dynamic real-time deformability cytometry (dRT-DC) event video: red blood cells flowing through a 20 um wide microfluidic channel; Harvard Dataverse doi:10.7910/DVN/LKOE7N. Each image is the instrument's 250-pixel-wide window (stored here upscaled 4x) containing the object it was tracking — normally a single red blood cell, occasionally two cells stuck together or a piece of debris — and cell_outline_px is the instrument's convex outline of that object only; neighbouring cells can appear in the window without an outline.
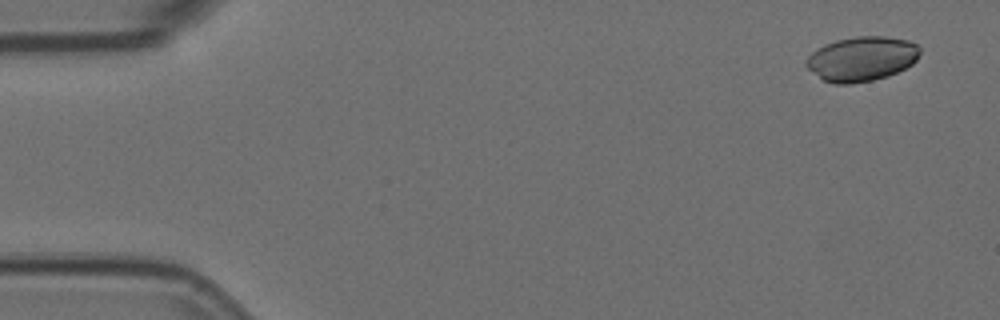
{"species": "Egyptian fruit bat (a non-hibernating species)", "species_latin": "Rousettus aegyptiacus", "temperature_condition": "room temperature", "stored_images_in_passage": 4, "camera_frame_rate_fps": 3000, "um_per_image_px": 0.085, "animal": {"sex": "female"}, "frame": {"image": 1, "passage_image": 1, "time_ms": 0.0, "image_size_px": [1000, 320], "cell_outline_px": [[920, 52], [916, 60], [912, 64], [888, 76], [872, 80], [852, 84], [832, 84], [824, 80], [808, 68], [804, 64], [808, 56], [812, 52], [836, 40], [856, 36], [884, 36], [908, 40], [916, 44], [920, 48]], "centroid_in_image_um": [73.25, 5.0], "position_along_channel_um": 11.7, "area_um2": 29.36}}